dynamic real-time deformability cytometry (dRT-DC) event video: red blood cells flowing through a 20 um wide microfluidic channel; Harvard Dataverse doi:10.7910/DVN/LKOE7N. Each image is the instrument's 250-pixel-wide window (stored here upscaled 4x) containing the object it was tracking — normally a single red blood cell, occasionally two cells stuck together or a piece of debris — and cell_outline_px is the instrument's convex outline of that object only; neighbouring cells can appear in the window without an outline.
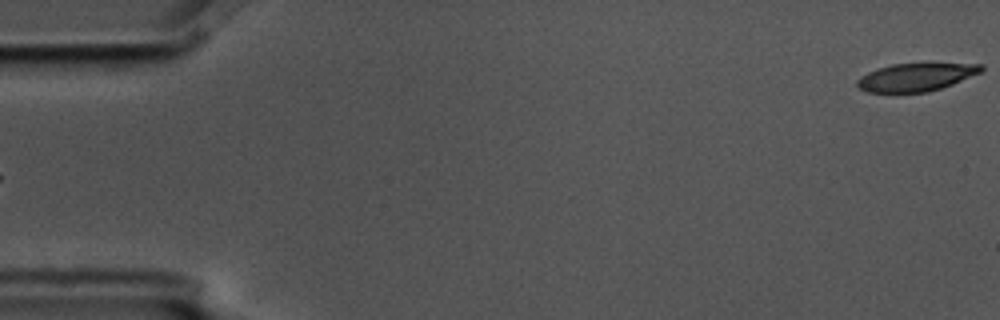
{"species": "common noctule bat (a hibernating species)", "species_latin": "Nyctalus noctula", "temperature_condition": "cold", "stored_images_in_passage": 4, "camera_frame_rate_fps": 3000, "um_per_image_px": 0.085, "animal": {"sex": "male", "body_mass_g": 17.5, "forearm_length_mm": 52.3}, "frame": {"image": 1, "passage_image": 4, "time_ms": 1.0, "image_size_px": [1000, 320], "cell_outline_px": [[984, 68], [980, 72], [952, 84], [928, 92], [868, 92], [860, 88], [856, 84], [856, 80], [868, 72], [892, 64], [984, 64]], "centroid_in_image_um": [77.84, 6.56], "position_along_channel_um": 7.2, "area_um2": 19.71}}